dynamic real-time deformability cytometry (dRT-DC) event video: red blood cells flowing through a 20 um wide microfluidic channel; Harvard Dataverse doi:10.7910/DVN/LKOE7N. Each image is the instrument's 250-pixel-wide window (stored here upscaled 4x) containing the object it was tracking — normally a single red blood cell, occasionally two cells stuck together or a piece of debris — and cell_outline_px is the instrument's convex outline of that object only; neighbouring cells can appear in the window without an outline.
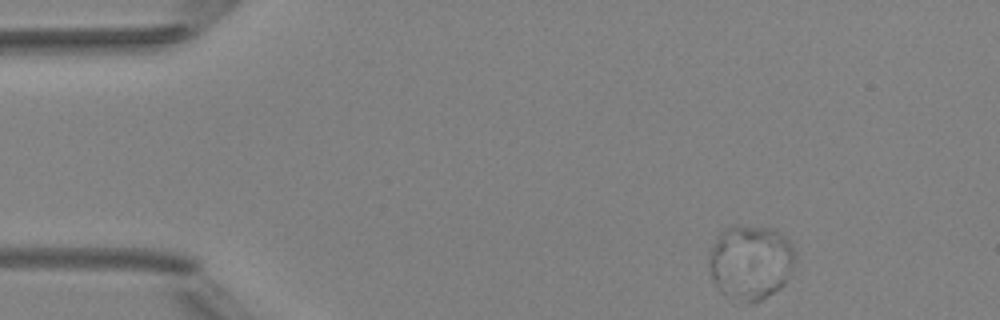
{"species": "Egyptian fruit bat (a non-hibernating species)", "species_latin": "Rousettus aegyptiacus", "temperature_condition": "room temperature", "stored_images_in_passage": 5, "camera_frame_rate_fps": 3000, "um_per_image_px": 0.085, "animal": {"sex": "female"}, "frame": {"image": 1, "passage_image": 1, "time_ms": 0.0, "image_size_px": [1000, 320], "cell_outline_px": [[792, 264], [788, 276], [784, 284], [780, 288], [756, 304], [748, 304], [724, 296], [720, 292], [712, 280], [708, 264], [708, 260], [716, 236], [724, 228], [768, 228], [784, 236], [792, 244]], "centroid_in_image_um": [63.74, 22.37], "position_along_channel_um": 21.3, "area_um2": 37.05}}
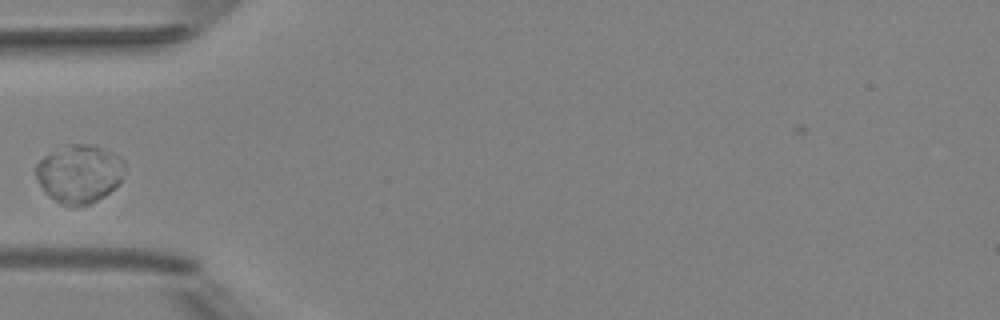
{"frame": {"image": 2, "passage_image": 4, "time_ms": 3.667, "image_size_px": [1000, 320], "cell_outline_px": [[124, 168], [120, 180], [104, 196], [88, 204], [76, 208], [60, 204], [48, 196], [44, 192], [36, 176], [36, 164], [44, 156], [72, 144], [96, 144], [120, 156], [124, 160]], "centroid_in_image_um": [6.73, 14.78], "position_along_channel_um": 78.3, "area_um2": 30.0}}
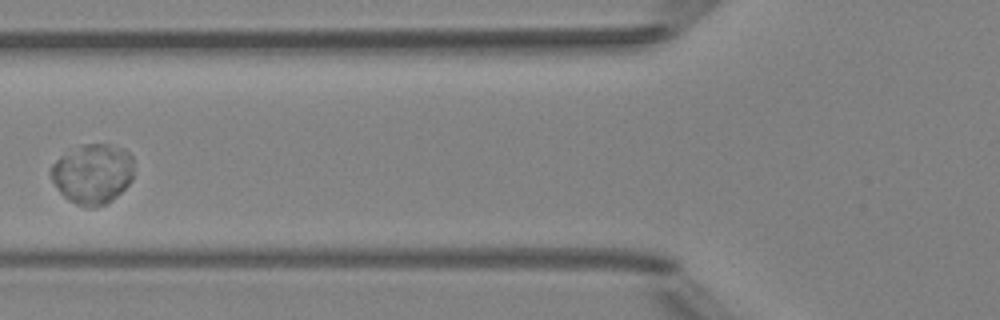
{"frame": {"image": 3, "passage_image": 5, "time_ms": 4.667, "image_size_px": [1000, 320], "cell_outline_px": [[132, 180], [112, 200], [96, 208], [88, 208], [68, 200], [60, 192], [52, 180], [48, 172], [52, 164], [60, 156], [80, 144], [108, 144], [124, 148], [132, 156]], "centroid_in_image_um": [7.85, 14.76], "position_along_channel_um": 118.0, "area_um2": 29.13}}